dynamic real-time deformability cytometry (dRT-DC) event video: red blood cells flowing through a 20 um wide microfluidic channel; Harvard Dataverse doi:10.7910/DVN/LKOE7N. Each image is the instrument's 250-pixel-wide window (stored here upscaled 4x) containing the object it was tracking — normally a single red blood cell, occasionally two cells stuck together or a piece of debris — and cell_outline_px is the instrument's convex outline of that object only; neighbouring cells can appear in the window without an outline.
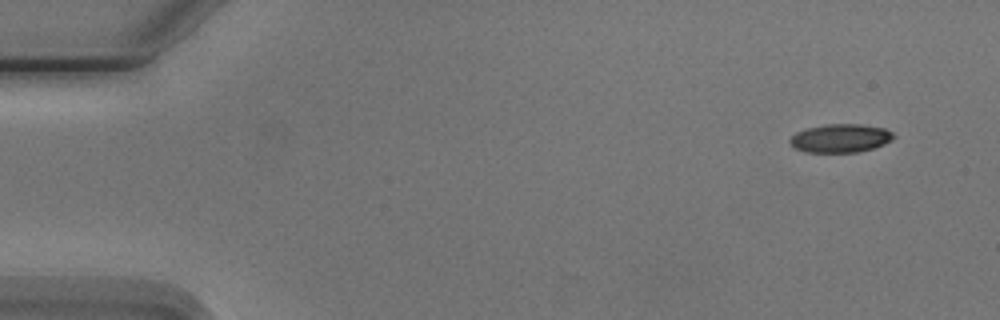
{"species": "Egyptian fruit bat (a non-hibernating species)", "species_latin": "Rousettus aegyptiacus", "temperature_condition": "cold", "stored_images_in_passage": 8, "camera_frame_rate_fps": 3000, "um_per_image_px": 0.085, "animal": {"sex": "male"}, "frame": {"image": 1, "passage_image": 1, "time_ms": 0.0, "image_size_px": [1000, 320], "cell_outline_px": [[896, 136], [892, 140], [884, 144], [872, 148], [856, 152], [804, 152], [796, 148], [788, 140], [796, 132], [808, 128], [828, 124], [860, 124], [884, 128], [892, 132]], "centroid_in_image_um": [71.45, 11.74], "position_along_channel_um": 13.5, "area_um2": 17.05}}
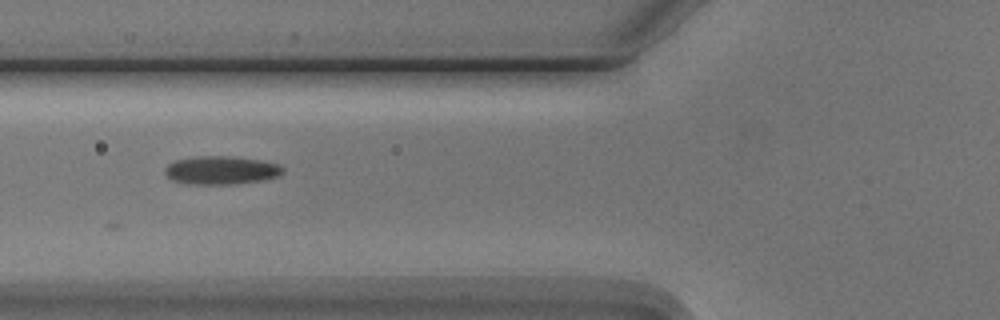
{"frame": {"image": 2, "passage_image": 6, "time_ms": 5.667, "image_size_px": [1000, 320], "cell_outline_px": [[284, 172], [280, 176], [264, 180], [236, 184], [184, 184], [172, 180], [164, 172], [164, 168], [168, 164], [176, 160], [200, 156], [224, 156], [256, 160], [276, 164], [284, 168]], "centroid_in_image_um": [18.78, 14.49], "position_along_channel_um": 107.0, "area_um2": 19.36}}
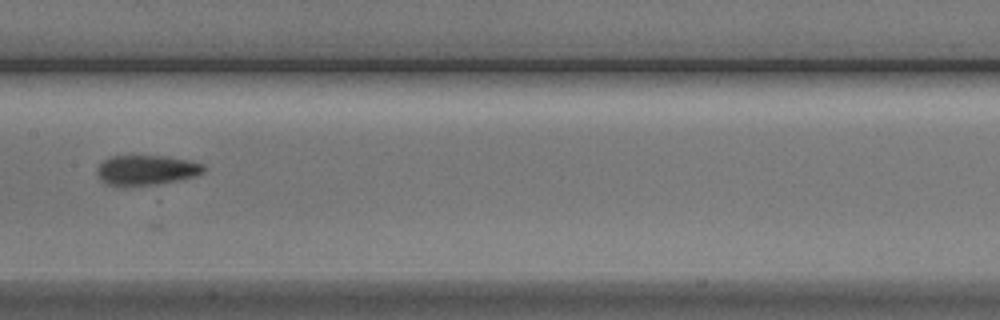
{"frame": {"image": 3, "passage_image": 8, "time_ms": 8.0, "image_size_px": [1000, 320], "cell_outline_px": [[204, 172], [196, 176], [180, 180], [160, 184], [124, 188], [104, 184], [100, 180], [96, 172], [96, 168], [104, 160], [112, 156], [168, 156], [188, 160], [204, 164]], "centroid_in_image_um": [12.41, 14.5], "position_along_channel_um": 195.0, "area_um2": 19.25}}